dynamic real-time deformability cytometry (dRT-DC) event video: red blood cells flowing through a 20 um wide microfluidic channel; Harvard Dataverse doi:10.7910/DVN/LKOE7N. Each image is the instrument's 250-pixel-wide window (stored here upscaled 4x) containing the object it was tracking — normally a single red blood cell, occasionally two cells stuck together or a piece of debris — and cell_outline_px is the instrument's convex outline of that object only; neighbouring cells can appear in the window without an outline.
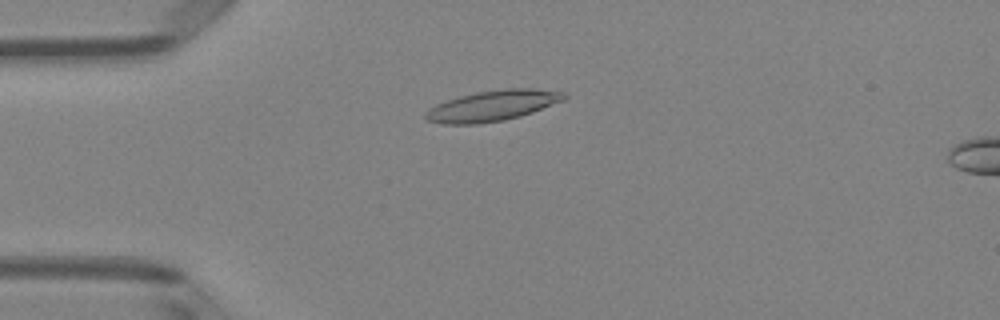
{"species": "Egyptian fruit bat (a non-hibernating species)", "species_latin": "Rousettus aegyptiacus", "temperature_condition": "room temperature", "stored_images_in_passage": 41, "camera_frame_rate_fps": 3000, "um_per_image_px": 0.085, "animal": {"sex": "female"}, "frame": {"image": 1, "passage_image": 3, "time_ms": 0.667, "image_size_px": [1000, 320], "cell_outline_px": [[568, 96], [564, 100], [532, 112], [520, 116], [504, 120], [480, 124], [440, 124], [428, 120], [424, 116], [424, 112], [428, 108], [436, 104], [460, 96], [476, 92], [504, 88], [536, 88], [564, 92]], "centroid_in_image_um": [41.86, 8.98], "position_along_channel_um": 43.1, "area_um2": 24.85}}
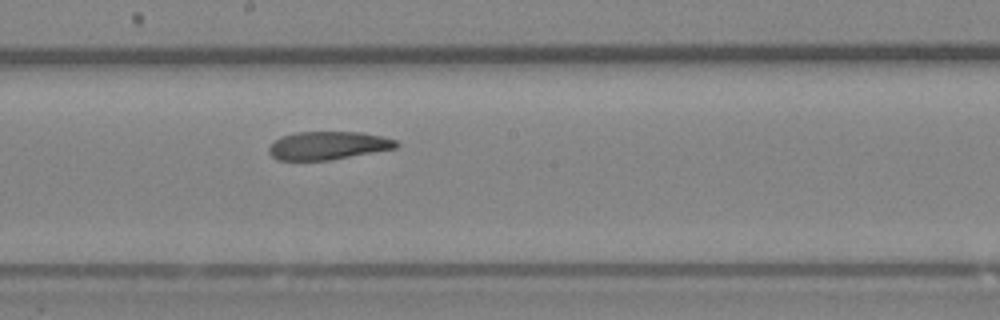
{"frame": {"image": 2, "passage_image": 18, "time_ms": 5.667, "image_size_px": [1000, 320], "cell_outline_px": [[400, 144], [396, 148], [332, 160], [276, 160], [268, 152], [268, 148], [280, 136], [296, 132], [360, 132], [384, 136], [396, 140]], "centroid_in_image_um": [27.9, 12.37], "position_along_channel_um": 220.3, "area_um2": 21.04}}
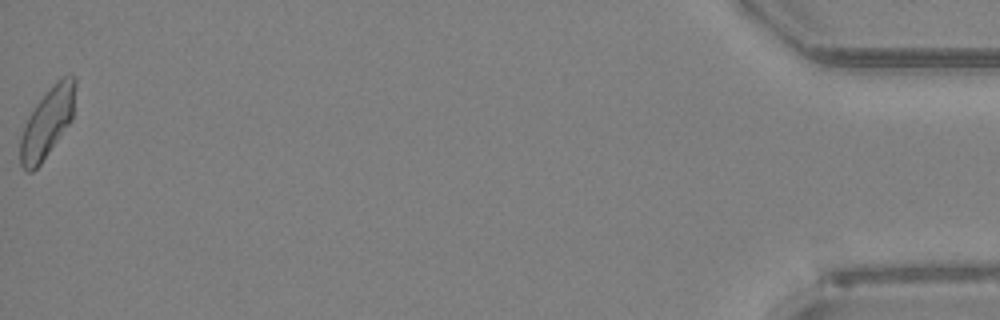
{"frame": {"image": 3, "passage_image": 41, "time_ms": 13.333, "image_size_px": [1000, 320], "cell_outline_px": [[76, 84], [72, 120], [40, 164], [32, 172], [28, 172], [20, 164], [20, 136], [24, 124], [28, 116], [36, 104], [56, 80], [64, 76], [76, 76]], "centroid_in_image_um": [4.01, 10.4], "position_along_channel_um": 431.2, "area_um2": 22.2}, "authors_computed_cell_mechanics": {"area_um2": 22.1952, "velocity_mm_per_s": 4.0094, "shape_relaxation_time_tau1_ms": null, "shape_relaxation_time_tau2_ms": 3.8364, "deformation_change_tau1": null, "deformation_change_tau2": 0.1232}}